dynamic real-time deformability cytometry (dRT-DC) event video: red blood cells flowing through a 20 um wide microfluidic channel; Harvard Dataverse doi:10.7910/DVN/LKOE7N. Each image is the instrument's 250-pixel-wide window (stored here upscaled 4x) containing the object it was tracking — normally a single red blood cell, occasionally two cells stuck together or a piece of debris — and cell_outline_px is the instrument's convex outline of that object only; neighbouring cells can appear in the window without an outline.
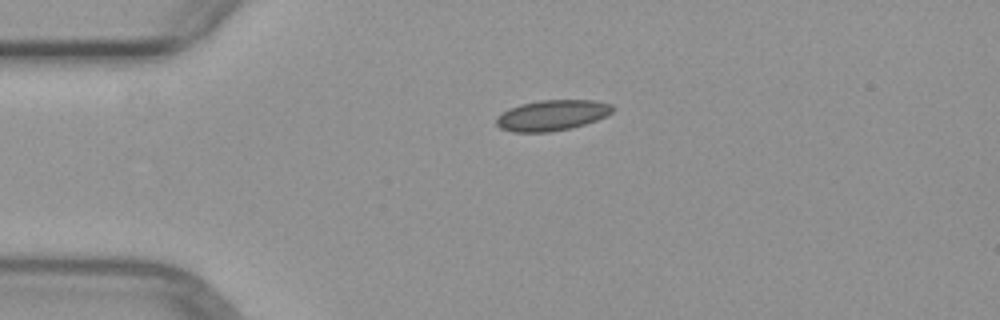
{"species": "common noctule bat (a hibernating species)", "species_latin": "Nyctalus noctula", "temperature_condition": "warm", "stored_images_in_passage": 4, "camera_frame_rate_fps": 3000, "um_per_image_px": 0.085, "animal": {"sex": "female", "body_mass_g": 29.2, "forearm_length_mm": 56.3}, "frame": {"image": 1, "passage_image": 4, "time_ms": 3.667, "image_size_px": [1000, 320], "cell_outline_px": [[616, 108], [612, 112], [596, 120], [572, 128], [548, 132], [512, 132], [500, 128], [496, 124], [496, 116], [508, 108], [520, 104], [540, 100], [596, 100], [612, 104]], "centroid_in_image_um": [46.91, 9.79], "position_along_channel_um": 38.1, "area_um2": 20.92}}